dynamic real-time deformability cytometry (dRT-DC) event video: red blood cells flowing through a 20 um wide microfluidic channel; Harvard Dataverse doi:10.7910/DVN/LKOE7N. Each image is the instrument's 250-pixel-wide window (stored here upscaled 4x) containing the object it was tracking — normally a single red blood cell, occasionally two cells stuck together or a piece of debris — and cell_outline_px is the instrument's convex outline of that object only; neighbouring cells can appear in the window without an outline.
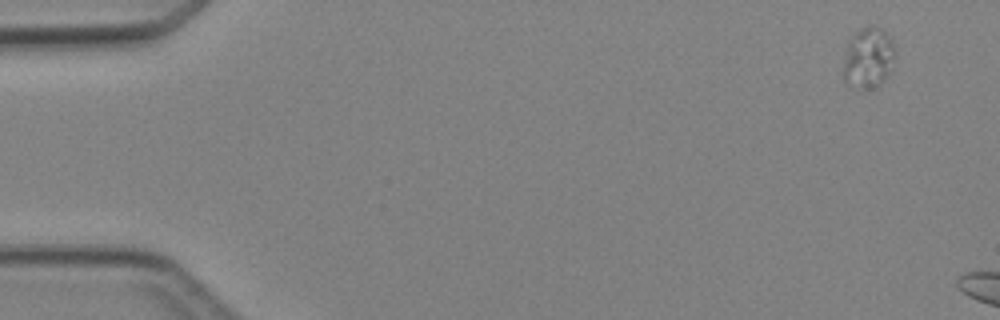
{"species": "Egyptian fruit bat (a non-hibernating species)", "species_latin": "Rousettus aegyptiacus", "temperature_condition": "cold", "stored_images_in_passage": 4, "camera_frame_rate_fps": 3000, "um_per_image_px": 0.085, "animal": {"sex": "female"}, "frame": {"image": 1, "passage_image": 1, "time_ms": 0.0, "image_size_px": [1000, 320], "cell_outline_px": [[896, 52], [888, 76], [880, 84], [872, 88], [868, 88], [844, 80], [844, 60], [848, 40], [856, 32], [868, 24], [876, 24], [892, 40]], "centroid_in_image_um": [73.84, 4.84], "position_along_channel_um": 11.2, "area_um2": 18.03}}